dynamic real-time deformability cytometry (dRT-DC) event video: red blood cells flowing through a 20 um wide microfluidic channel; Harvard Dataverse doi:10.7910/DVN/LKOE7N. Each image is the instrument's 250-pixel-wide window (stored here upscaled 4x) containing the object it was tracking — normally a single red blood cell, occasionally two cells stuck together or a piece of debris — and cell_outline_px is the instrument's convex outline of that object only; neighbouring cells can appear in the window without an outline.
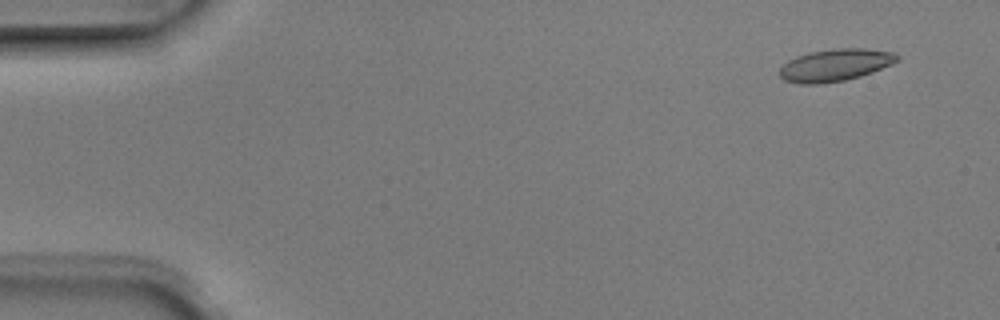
{"species": "Egyptian fruit bat (a non-hibernating species)", "species_latin": "Rousettus aegyptiacus", "temperature_condition": "room temperature", "stored_images_in_passage": 4, "camera_frame_rate_fps": 3000, "um_per_image_px": 0.085, "animal": {"sex": "male"}, "frame": {"image": 1, "passage_image": 1, "time_ms": 0.0, "image_size_px": [1000, 320], "cell_outline_px": [[900, 60], [892, 64], [872, 72], [860, 76], [844, 80], [820, 84], [800, 84], [784, 80], [780, 76], [780, 68], [788, 60], [796, 56], [808, 52], [836, 48], [864, 48], [896, 52], [900, 56]], "centroid_in_image_um": [71.01, 5.52], "position_along_channel_um": 14.0, "area_um2": 22.25}}
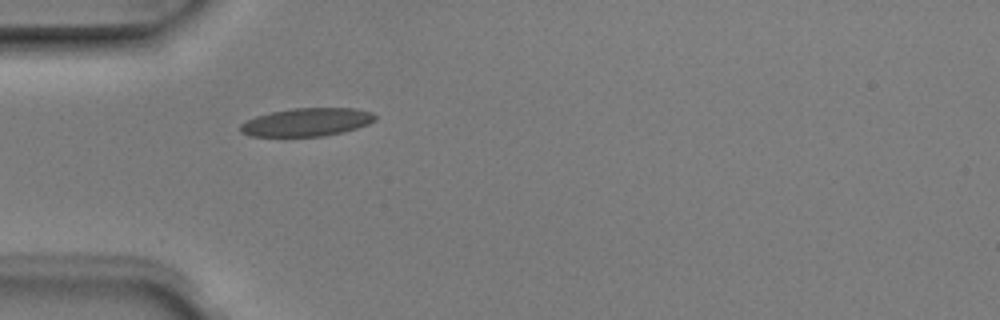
{"frame": {"image": 2, "passage_image": 4, "time_ms": 1.0, "image_size_px": [1000, 320], "cell_outline_px": [[376, 120], [368, 124], [344, 132], [324, 136], [248, 136], [240, 132], [240, 124], [256, 116], [272, 112], [292, 108], [356, 108], [372, 112], [376, 116]], "centroid_in_image_um": [26.09, 10.38], "position_along_channel_um": 58.9, "area_um2": 22.14}}